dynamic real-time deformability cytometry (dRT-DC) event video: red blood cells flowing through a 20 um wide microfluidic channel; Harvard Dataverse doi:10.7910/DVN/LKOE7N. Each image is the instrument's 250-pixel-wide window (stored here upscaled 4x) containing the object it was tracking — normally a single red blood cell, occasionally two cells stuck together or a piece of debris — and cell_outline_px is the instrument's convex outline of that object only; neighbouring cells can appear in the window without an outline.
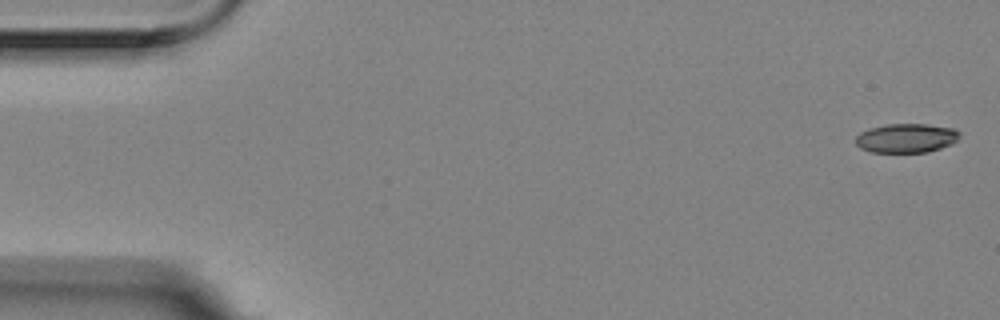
{"species": "Egyptian fruit bat (a non-hibernating species)", "species_latin": "Rousettus aegyptiacus", "temperature_condition": "room temperature", "stored_images_in_passage": 16, "segment_of_instrument_passage": [1, 2], "camera_frame_rate_fps": 3000, "um_per_image_px": 0.085, "animal": {"sex": "female"}, "frame": {"image": 1, "passage_image": 1, "time_ms": 0.0, "image_size_px": [1000, 320], "cell_outline_px": [[960, 136], [952, 144], [928, 152], [872, 152], [860, 148], [856, 144], [856, 136], [860, 132], [872, 128], [888, 124], [928, 124], [952, 128], [960, 132]], "centroid_in_image_um": [77.05, 11.74], "position_along_channel_um": 8.0, "area_um2": 17.57}}
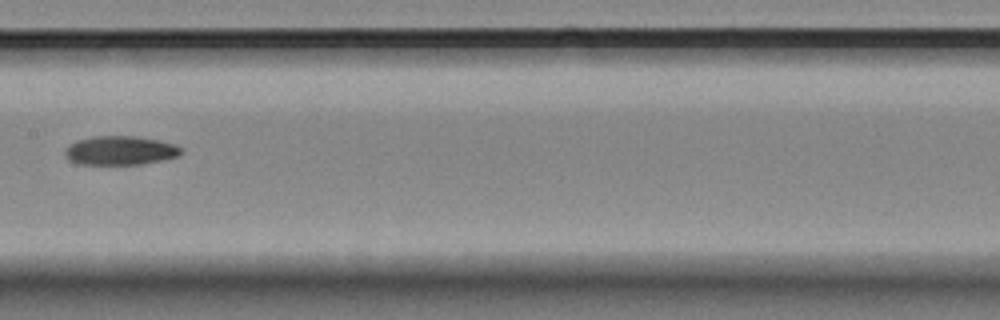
{"frame": {"image": 2, "passage_image": 8, "time_ms": 2.333, "image_size_px": [1000, 320], "cell_outline_px": [[184, 152], [180, 156], [140, 164], [76, 164], [68, 160], [64, 156], [64, 148], [76, 140], [92, 136], [136, 136], [176, 144], [184, 148]], "centroid_in_image_um": [10.2, 12.79], "position_along_channel_um": 197.2, "area_um2": 19.88}}
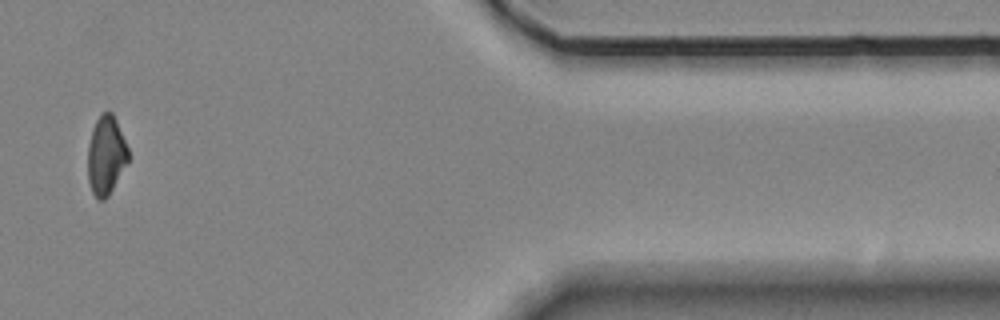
{"frame": {"image": 3, "passage_image": 14, "time_ms": 4.333, "image_size_px": [1000, 320], "cell_outline_px": [[128, 164], [108, 196], [104, 200], [96, 200], [92, 192], [88, 180], [88, 144], [92, 128], [96, 120], [104, 112], [112, 112], [116, 120], [128, 148]], "centroid_in_image_um": [9.01, 13.24], "position_along_channel_um": 402.4, "area_um2": 18.67}}